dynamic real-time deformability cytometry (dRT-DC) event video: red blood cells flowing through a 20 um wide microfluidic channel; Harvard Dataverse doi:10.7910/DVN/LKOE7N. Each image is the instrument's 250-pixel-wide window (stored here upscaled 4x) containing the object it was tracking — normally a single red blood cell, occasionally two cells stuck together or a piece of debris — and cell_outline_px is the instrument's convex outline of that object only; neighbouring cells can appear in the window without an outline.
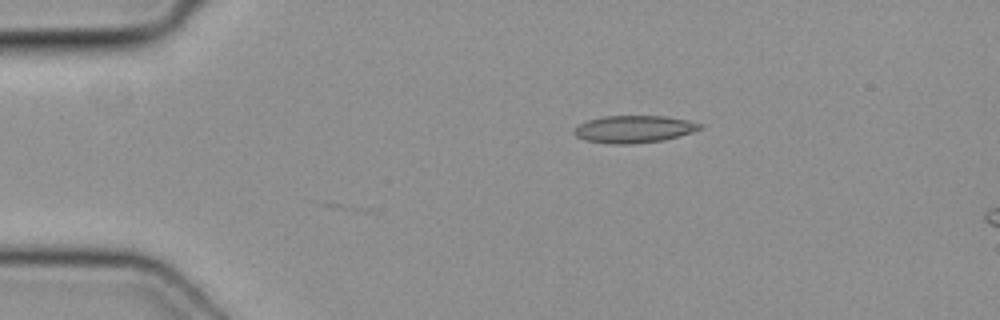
{"species": "common noctule bat (a hibernating species)", "species_latin": "Nyctalus noctula", "temperature_condition": "cold", "stored_images_in_passage": 2, "camera_frame_rate_fps": 3000, "um_per_image_px": 0.085, "animal": {"sex": "female", "body_mass_g": 19.3, "forearm_length_mm": 54.1}, "frame": {"image": 1, "passage_image": 1, "time_ms": 0.0, "image_size_px": [1000, 320], "cell_outline_px": [[704, 128], [664, 140], [636, 144], [612, 144], [584, 140], [576, 136], [572, 132], [580, 124], [588, 120], [604, 116], [664, 116], [688, 120], [704, 124]], "centroid_in_image_um": [53.9, 10.98], "position_along_channel_um": 31.1, "area_um2": 20.06}}